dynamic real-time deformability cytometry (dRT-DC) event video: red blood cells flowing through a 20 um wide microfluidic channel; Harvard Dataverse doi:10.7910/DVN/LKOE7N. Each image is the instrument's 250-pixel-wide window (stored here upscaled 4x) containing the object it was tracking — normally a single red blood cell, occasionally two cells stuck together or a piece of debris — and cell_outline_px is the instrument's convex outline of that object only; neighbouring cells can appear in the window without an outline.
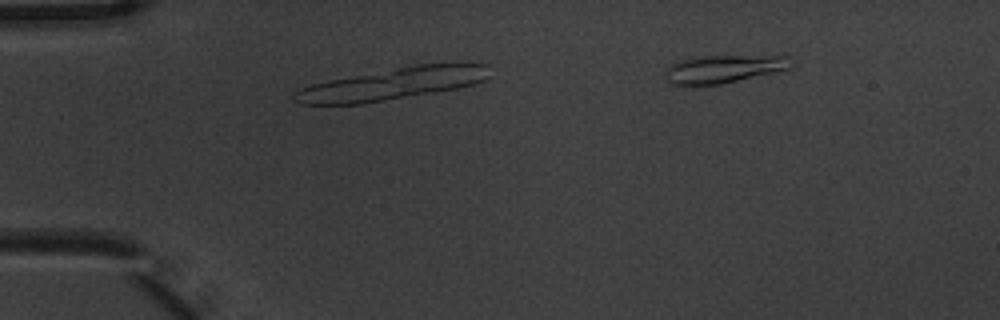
{"species": "common noctule bat (a hibernating species)", "species_latin": "Nyctalus noctula", "temperature_condition": "warm", "stored_images_in_passage": 5, "segment_of_instrument_passage": [1, 3], "camera_frame_rate_fps": 3000, "um_per_image_px": 0.085, "animal": {"sex": "male", "body_mass_g": 20.1, "forearm_length_mm": 53.5}, "frame": {"image": 1, "passage_image": 1, "time_ms": 0.0, "image_size_px": [1000, 320], "cell_outline_px": [[488, 76], [484, 80], [476, 84], [460, 88], [360, 104], [300, 104], [292, 100], [292, 92], [300, 88], [312, 84], [328, 80], [396, 68], [420, 64], [452, 60], [488, 64]], "centroid_in_image_um": [33.44, 7.09], "position_along_channel_um": 51.6, "area_um2": 36.88}}